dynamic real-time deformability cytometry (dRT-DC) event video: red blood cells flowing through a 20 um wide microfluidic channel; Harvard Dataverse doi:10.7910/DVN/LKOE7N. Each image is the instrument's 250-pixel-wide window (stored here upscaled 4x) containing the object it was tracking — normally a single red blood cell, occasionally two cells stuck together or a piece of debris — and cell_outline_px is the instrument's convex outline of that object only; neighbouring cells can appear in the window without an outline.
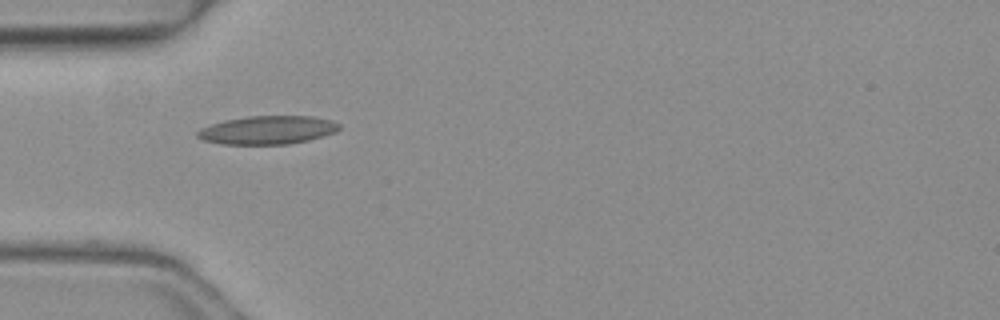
{"species": "common noctule bat (a hibernating species)", "species_latin": "Nyctalus noctula", "temperature_condition": "warm", "stored_images_in_passage": 5, "camera_frame_rate_fps": 3000, "um_per_image_px": 0.085, "animal": {"sex": "female", "body_mass_g": 19.3, "forearm_length_mm": 54.1}, "frame": {"image": 1, "passage_image": 3, "time_ms": 0.667, "image_size_px": [1000, 320], "cell_outline_px": [[340, 128], [336, 132], [308, 140], [288, 144], [224, 144], [204, 140], [196, 136], [196, 132], [200, 128], [224, 120], [248, 116], [312, 116], [332, 120], [340, 124]], "centroid_in_image_um": [22.75, 11.04], "position_along_channel_um": 62.2, "area_um2": 23.41}}
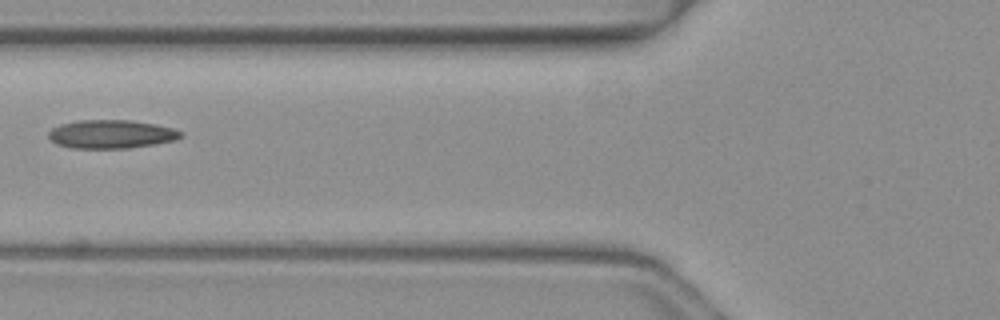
{"frame": {"image": 2, "passage_image": 4, "time_ms": 1.0, "image_size_px": [1000, 320], "cell_outline_px": [[184, 136], [176, 140], [156, 144], [128, 148], [72, 148], [56, 144], [48, 136], [48, 132], [52, 128], [60, 124], [76, 120], [132, 120], [156, 124], [172, 128], [184, 132]], "centroid_in_image_um": [9.48, 11.4], "position_along_channel_um": 116.3, "area_um2": 22.2}}
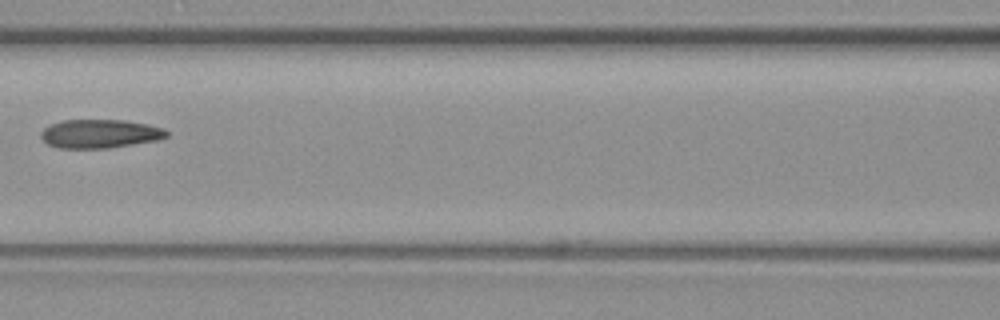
{"frame": {"image": 3, "passage_image": 5, "time_ms": 1.333, "image_size_px": [1000, 320], "cell_outline_px": [[168, 136], [160, 140], [108, 148], [60, 148], [48, 144], [40, 136], [40, 132], [48, 124], [60, 120], [124, 120], [148, 124], [164, 128], [168, 132]], "centroid_in_image_um": [8.5, 11.36], "position_along_channel_um": 158.1, "area_um2": 21.21}}